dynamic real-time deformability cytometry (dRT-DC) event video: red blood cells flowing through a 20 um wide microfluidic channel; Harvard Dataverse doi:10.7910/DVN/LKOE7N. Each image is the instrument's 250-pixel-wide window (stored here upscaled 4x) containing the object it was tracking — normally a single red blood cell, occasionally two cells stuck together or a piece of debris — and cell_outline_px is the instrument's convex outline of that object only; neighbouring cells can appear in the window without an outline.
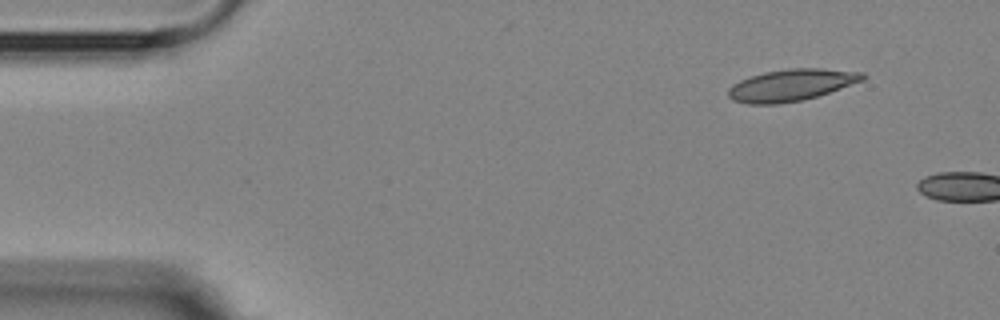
{"species": "Egyptian fruit bat (a non-hibernating species)", "species_latin": "Rousettus aegyptiacus", "temperature_condition": "room temperature", "stored_images_in_passage": 2, "camera_frame_rate_fps": 3000, "um_per_image_px": 0.085, "animal": {"sex": "female"}, "frame": {"image": 1, "passage_image": 1, "time_ms": 0.0, "image_size_px": [1000, 320], "cell_outline_px": [[868, 76], [864, 80], [804, 100], [776, 104], [748, 104], [732, 100], [728, 96], [728, 88], [732, 84], [740, 80], [764, 72], [788, 68], [820, 68], [864, 72]], "centroid_in_image_um": [67.25, 7.22], "position_along_channel_um": 17.7, "area_um2": 24.91}}